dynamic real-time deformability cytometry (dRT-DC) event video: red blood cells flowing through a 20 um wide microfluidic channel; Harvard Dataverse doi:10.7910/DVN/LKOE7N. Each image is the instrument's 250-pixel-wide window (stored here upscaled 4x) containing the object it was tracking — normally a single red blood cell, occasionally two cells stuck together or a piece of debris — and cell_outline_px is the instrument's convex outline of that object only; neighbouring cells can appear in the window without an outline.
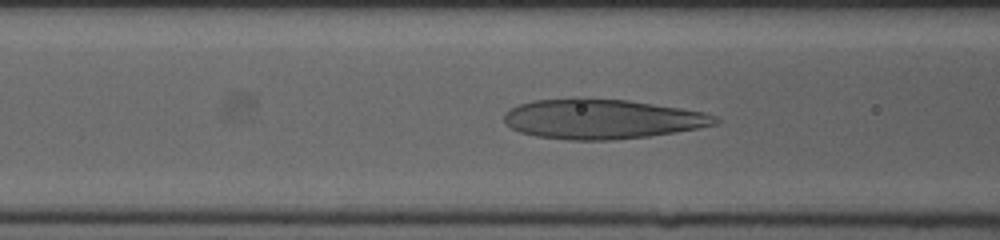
{"species": "human", "species_latin": "Homo sapiens", "temperature_condition": "cold", "stored_images_in_passage": 46, "camera_frame_rate_fps": 3000, "um_per_image_px": 0.085, "donor": {"sex": "female"}, "frame": {"image": 1, "passage_image": 18, "time_ms": 5.667, "image_size_px": [1000, 240], "cell_outline_px": [[720, 120], [716, 124], [676, 132], [648, 136], [612, 140], [568, 140], [536, 136], [520, 132], [504, 124], [504, 112], [520, 104], [532, 100], [576, 96], [584, 96], [628, 100], [680, 108], [704, 112], [716, 116]], "centroid_in_image_um": [51.11, 10.09], "position_along_channel_um": 115.5, "area_um2": 49.59}}
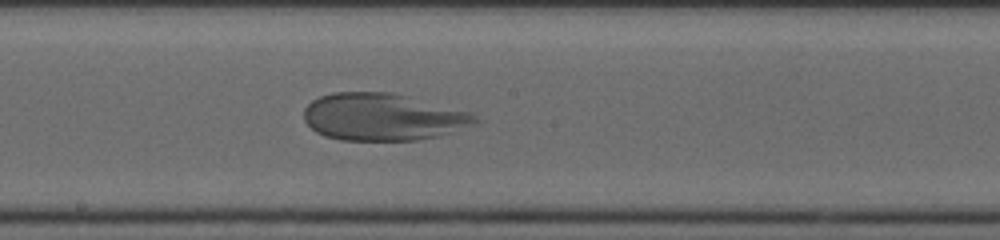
{"frame": {"image": 2, "passage_image": 25, "time_ms": 8.0, "image_size_px": [1000, 240], "cell_outline_px": [[484, 120], [476, 124], [440, 136], [416, 140], [340, 140], [324, 136], [316, 132], [304, 120], [304, 108], [312, 100], [320, 96], [332, 92], [392, 92], [472, 112]], "centroid_in_image_um": [32.58, 9.94], "position_along_channel_um": 215.6, "area_um2": 47.57}}
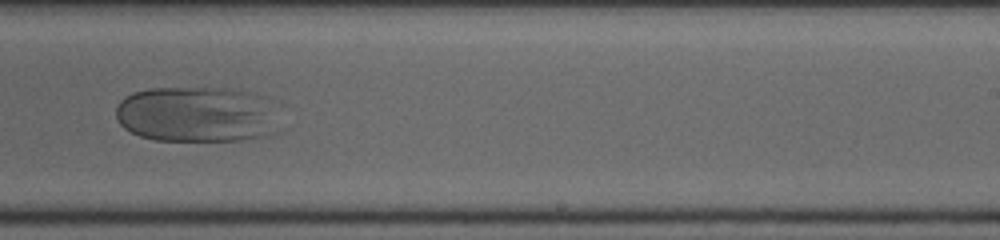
{"frame": {"image": 3, "passage_image": 29, "time_ms": 9.333, "image_size_px": [1000, 240], "cell_outline_px": [[284, 132], [268, 136], [240, 140], [156, 140], [140, 136], [124, 128], [120, 124], [116, 116], [116, 104], [124, 96], [132, 92], [148, 88], [228, 88], [256, 92], [276, 100]], "centroid_in_image_um": [16.92, 9.71], "position_along_channel_um": 272.1, "area_um2": 55.43}}